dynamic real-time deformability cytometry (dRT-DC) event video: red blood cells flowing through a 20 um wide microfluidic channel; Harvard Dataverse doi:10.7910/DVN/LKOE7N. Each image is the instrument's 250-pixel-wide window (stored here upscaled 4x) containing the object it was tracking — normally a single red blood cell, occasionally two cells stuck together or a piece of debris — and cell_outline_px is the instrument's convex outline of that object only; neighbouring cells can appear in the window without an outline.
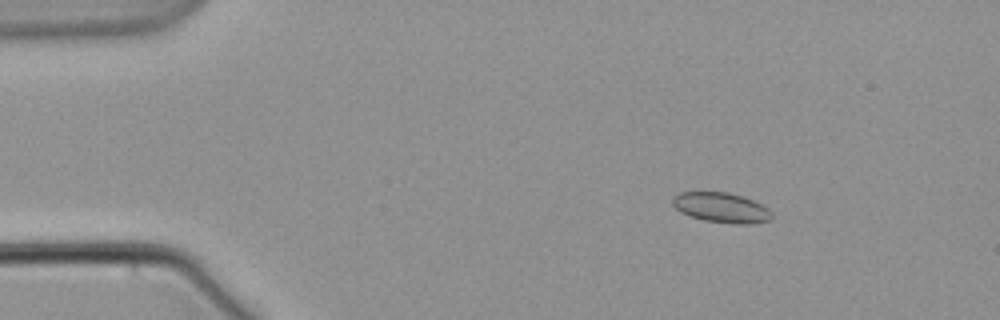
{"species": "common noctule bat (a hibernating species)", "species_latin": "Nyctalus noctula", "temperature_condition": "warm", "stored_images_in_passage": 6, "camera_frame_rate_fps": 3000, "um_per_image_px": 0.085, "animal": {"sex": "male", "body_mass_g": 21.5, "forearm_length_mm": 52.0}, "frame": {"image": 1, "passage_image": 2, "time_ms": 1.0, "image_size_px": [1000, 320], "cell_outline_px": [[772, 216], [768, 220], [752, 224], [736, 224], [704, 220], [680, 212], [672, 204], [672, 200], [680, 192], [728, 192], [752, 200], [768, 208], [772, 212]], "centroid_in_image_um": [61.32, 17.65], "position_along_channel_um": 23.7, "area_um2": 17.11}}
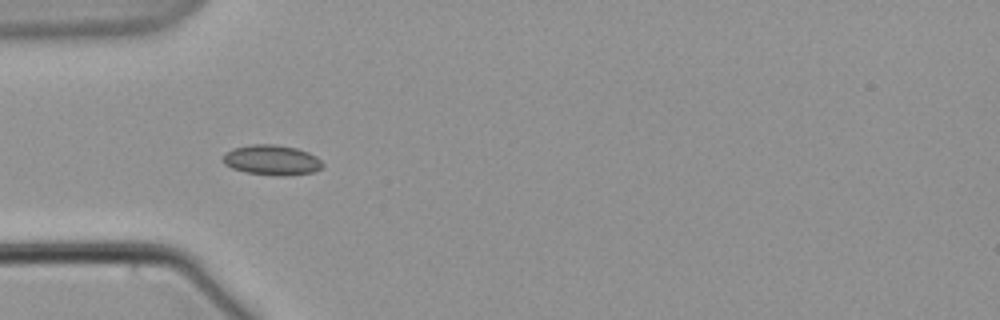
{"frame": {"image": 2, "passage_image": 5, "time_ms": 4.667, "image_size_px": [1000, 320], "cell_outline_px": [[324, 164], [320, 168], [312, 172], [284, 176], [276, 176], [248, 172], [232, 168], [224, 164], [220, 160], [224, 152], [232, 148], [252, 144], [276, 144], [296, 148], [308, 152], [316, 156]], "centroid_in_image_um": [23.05, 13.59], "position_along_channel_um": 61.9, "area_um2": 17.63}}
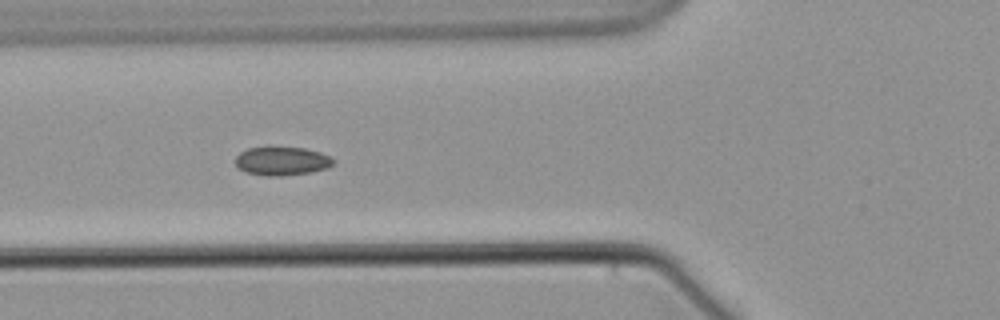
{"frame": {"image": 3, "passage_image": 6, "time_ms": 6.0, "image_size_px": [1000, 320], "cell_outline_px": [[336, 160], [328, 168], [312, 172], [280, 176], [264, 176], [248, 172], [236, 168], [236, 156], [240, 152], [248, 148], [304, 148], [320, 152], [332, 156]], "centroid_in_image_um": [23.99, 13.7], "position_along_channel_um": 101.8, "area_um2": 16.3}}